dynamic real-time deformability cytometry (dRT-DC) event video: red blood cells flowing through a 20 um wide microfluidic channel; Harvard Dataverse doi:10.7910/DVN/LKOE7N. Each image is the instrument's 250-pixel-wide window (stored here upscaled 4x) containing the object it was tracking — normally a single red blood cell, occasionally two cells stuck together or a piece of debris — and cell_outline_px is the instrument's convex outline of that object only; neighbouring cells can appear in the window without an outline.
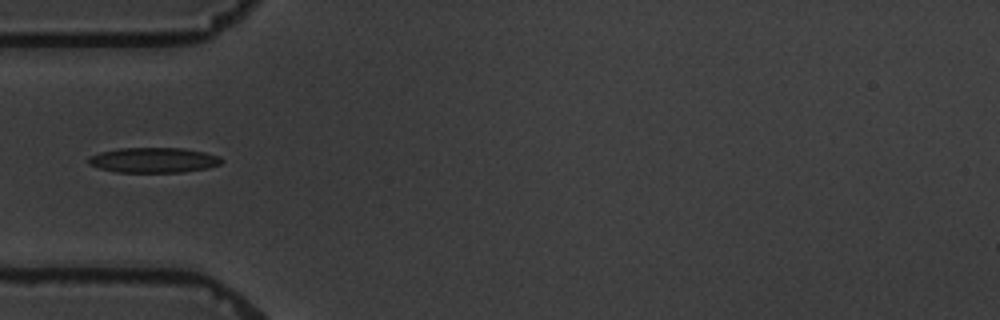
{"species": "common noctule bat (a hibernating species)", "species_latin": "Nyctalus noctula", "temperature_condition": "warm", "stored_images_in_passage": 15, "camera_frame_rate_fps": 3000, "um_per_image_px": 0.085, "animal": {"sex": "male", "body_mass_g": 19.5, "forearm_length_mm": 54.6}, "frame": {"image": 1, "passage_image": 5, "time_ms": 6.0, "image_size_px": [1000, 320], "cell_outline_px": [[224, 160], [220, 164], [208, 168], [184, 172], [116, 172], [100, 168], [88, 164], [88, 160], [92, 156], [100, 152], [120, 148], [180, 148], [204, 152], [220, 156]], "centroid_in_image_um": [13.09, 13.61], "position_along_channel_um": 71.9, "area_um2": 19.42}}
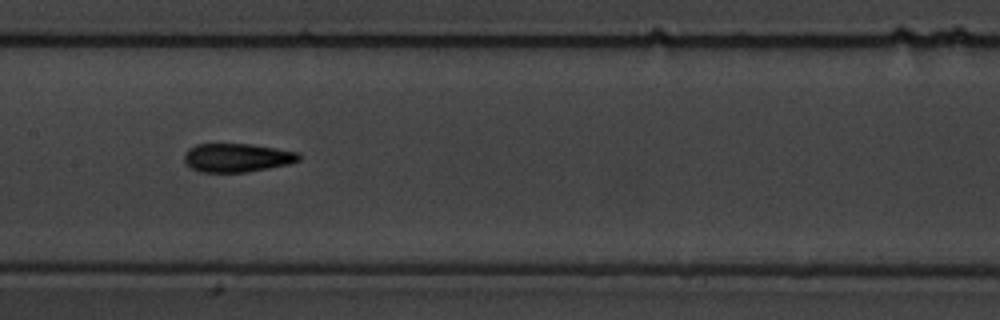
{"frame": {"image": 2, "passage_image": 8, "time_ms": 9.333, "image_size_px": [1000, 320], "cell_outline_px": [[300, 160], [288, 164], [248, 172], [200, 172], [192, 168], [184, 160], [184, 152], [188, 148], [196, 144], [252, 144], [300, 152]], "centroid_in_image_um": [20.15, 13.4], "position_along_channel_um": 187.3, "area_um2": 19.19}}
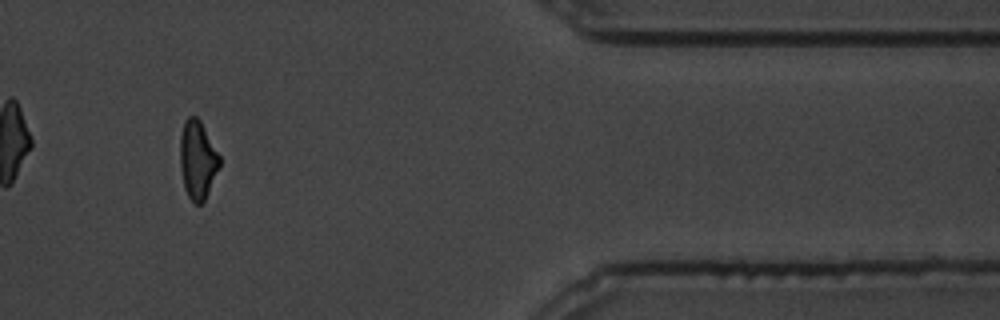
{"frame": {"image": 3, "passage_image": 13, "time_ms": 16.333, "image_size_px": [1000, 320], "cell_outline_px": [[220, 164], [204, 200], [200, 204], [196, 204], [188, 196], [184, 188], [180, 168], [180, 136], [184, 120], [188, 116], [196, 116], [200, 120], [220, 156]], "centroid_in_image_um": [16.77, 13.55], "position_along_channel_um": 394.6, "area_um2": 17.86}, "authors_computed_cell_mechanics": {"area_um2": 18.1492, "velocity_mm_per_s": 3.4414, "shape_relaxation_time_tau1_ms": 9.3321, "shape_relaxation_time_tau2_ms": 3.8907, "deformation_change_tau1": 0.2531, "deformation_change_tau2": 0.1413}}